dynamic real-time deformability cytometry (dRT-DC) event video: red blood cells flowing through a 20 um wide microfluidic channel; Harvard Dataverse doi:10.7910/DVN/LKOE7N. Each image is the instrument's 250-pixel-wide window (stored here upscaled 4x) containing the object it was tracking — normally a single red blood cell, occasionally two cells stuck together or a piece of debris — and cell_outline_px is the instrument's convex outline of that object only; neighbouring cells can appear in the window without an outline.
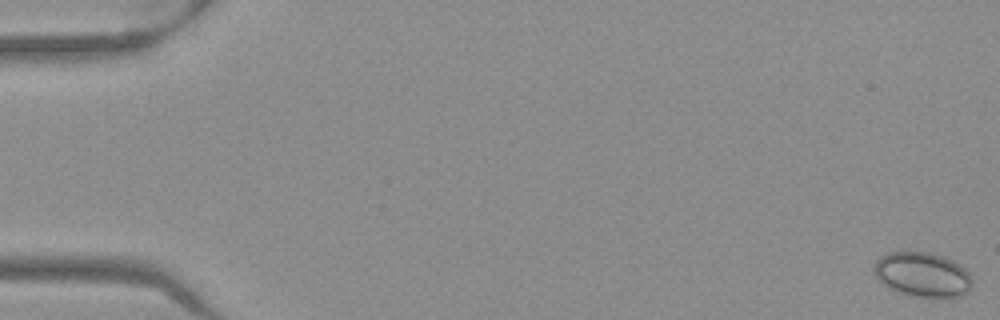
{"species": "Egyptian fruit bat (a non-hibernating species)", "species_latin": "Rousettus aegyptiacus", "temperature_condition": "warm", "stored_images_in_passage": 52, "camera_frame_rate_fps": 3000, "um_per_image_px": 0.085, "frame": {"image": 1, "passage_image": 1, "time_ms": 0.0, "image_size_px": [1000, 320], "cell_outline_px": [[972, 288], [968, 292], [960, 296], [916, 296], [900, 292], [884, 284], [872, 272], [872, 268], [876, 260], [880, 256], [888, 252], [928, 252], [944, 256], [960, 264], [972, 276]], "centroid_in_image_um": [78.42, 23.31], "position_along_channel_um": 6.6, "area_um2": 25.43}}
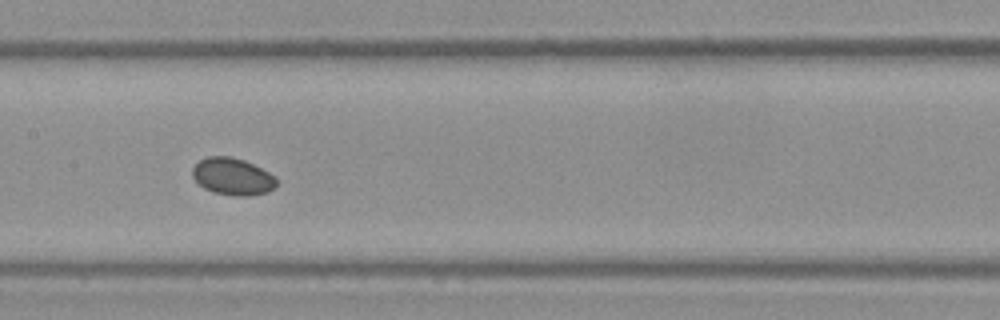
{"frame": {"image": 2, "passage_image": 27, "time_ms": 8.667, "image_size_px": [1000, 320], "cell_outline_px": [[276, 184], [268, 192], [248, 196], [236, 196], [212, 192], [204, 188], [192, 176], [192, 168], [200, 160], [208, 156], [232, 156], [244, 160], [276, 176]], "centroid_in_image_um": [19.76, 15.0], "position_along_channel_um": 187.6, "area_um2": 18.09}}
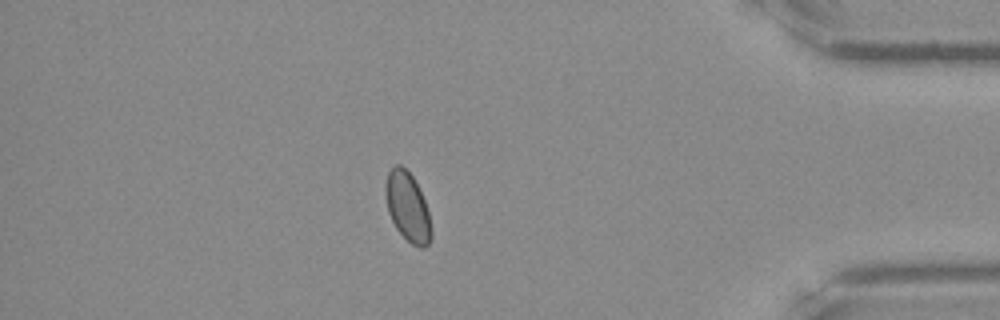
{"frame": {"image": 3, "passage_image": 46, "time_ms": 15.0, "image_size_px": [1000, 320], "cell_outline_px": [[432, 236], [428, 244], [424, 248], [420, 248], [412, 244], [396, 228], [388, 212], [384, 192], [384, 188], [388, 172], [396, 164], [400, 164], [412, 176], [424, 200], [428, 212], [432, 228]], "centroid_in_image_um": [34.64, 17.6], "position_along_channel_um": 400.6, "area_um2": 18.26}, "authors_computed_cell_mechanics": {"area_um2": 18.3226, "velocity_mm_per_s": 3.9534, "shape_relaxation_time_tau1_ms": 1.5664, "shape_relaxation_time_tau2_ms": null, "deformation_change_tau1": 0.041, "deformation_change_tau2": null}}